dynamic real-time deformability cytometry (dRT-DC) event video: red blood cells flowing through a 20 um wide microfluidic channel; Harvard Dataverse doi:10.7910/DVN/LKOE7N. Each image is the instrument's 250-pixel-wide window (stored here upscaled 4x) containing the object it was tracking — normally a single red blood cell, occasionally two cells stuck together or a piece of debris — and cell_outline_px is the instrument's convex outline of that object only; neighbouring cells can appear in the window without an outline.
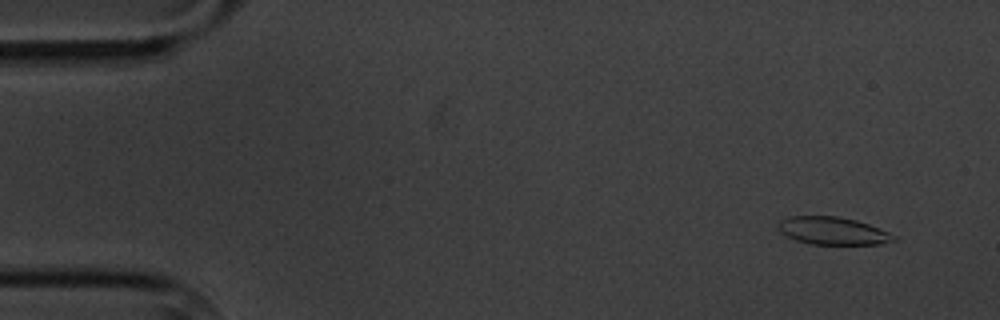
{"species": "common noctule bat (a hibernating species)", "species_latin": "Nyctalus noctula", "temperature_condition": "cold", "stored_images_in_passage": 10, "camera_frame_rate_fps": 3000, "um_per_image_px": 0.085, "animal": {"sex": "male", "body_mass_g": 20.1, "forearm_length_mm": 53.5}, "frame": {"image": 1, "passage_image": 1, "time_ms": 0.0, "image_size_px": [1000, 320], "cell_outline_px": [[896, 240], [884, 244], [812, 244], [796, 240], [780, 232], [776, 224], [780, 220], [788, 216], [840, 216], [856, 220], [868, 224], [888, 232], [896, 236]], "centroid_in_image_um": [70.77, 19.61], "position_along_channel_um": 14.2, "area_um2": 18.67}}
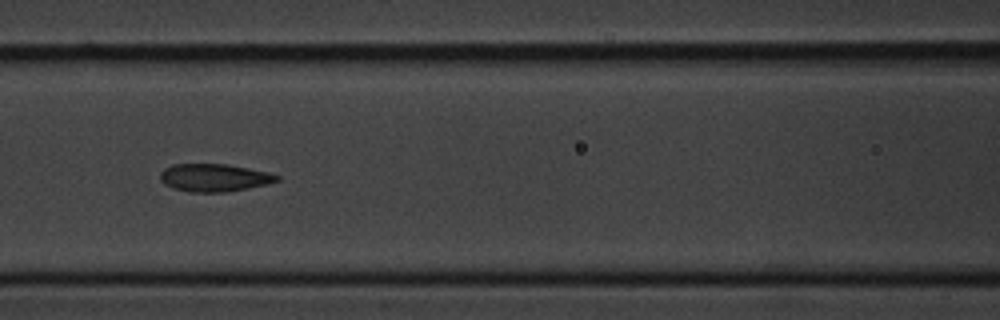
{"frame": {"image": 2, "passage_image": 7, "time_ms": 7.0, "image_size_px": [1000, 320], "cell_outline_px": [[280, 180], [268, 184], [228, 192], [192, 192], [172, 188], [164, 184], [160, 180], [160, 172], [164, 168], [172, 164], [228, 164], [268, 172], [280, 176]], "centroid_in_image_um": [18.2, 15.1], "position_along_channel_um": 148.4, "area_um2": 19.02}}
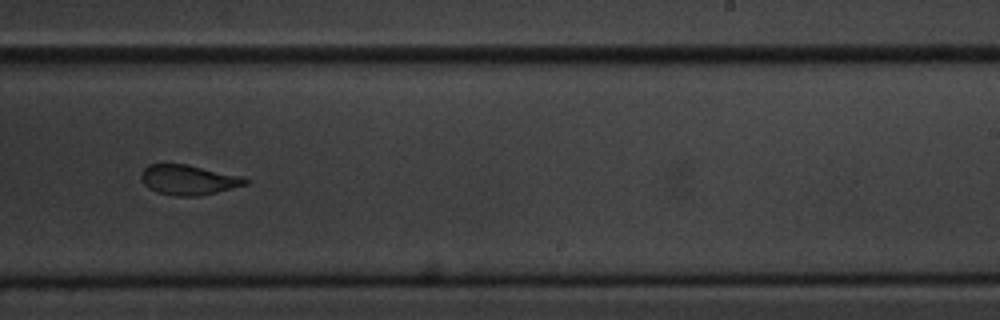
{"frame": {"image": 3, "passage_image": 10, "time_ms": 10.667, "image_size_px": [1000, 320], "cell_outline_px": [[248, 184], [216, 192], [196, 196], [176, 196], [156, 192], [148, 188], [144, 184], [140, 176], [144, 168], [148, 164], [188, 164], [244, 176], [248, 180]], "centroid_in_image_um": [16.03, 15.28], "position_along_channel_um": 273.0, "area_um2": 18.32}}